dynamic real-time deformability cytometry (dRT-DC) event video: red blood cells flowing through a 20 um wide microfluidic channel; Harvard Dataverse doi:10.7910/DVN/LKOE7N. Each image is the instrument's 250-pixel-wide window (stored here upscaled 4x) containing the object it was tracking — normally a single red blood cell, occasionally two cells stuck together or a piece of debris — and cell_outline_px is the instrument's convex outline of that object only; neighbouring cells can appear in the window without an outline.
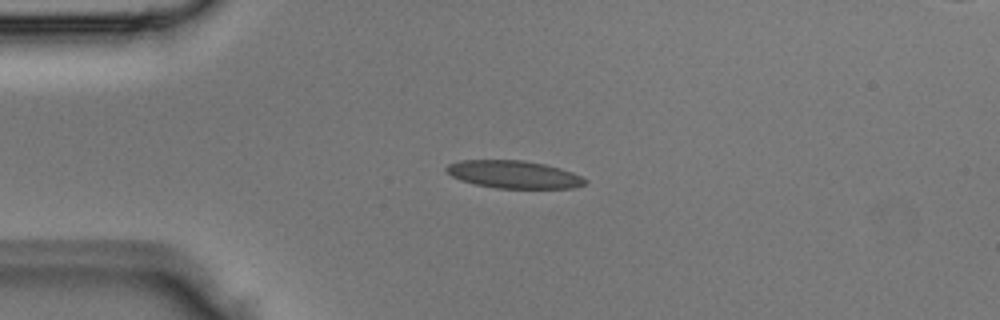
{"species": "Egyptian fruit bat (a non-hibernating species)", "species_latin": "Rousettus aegyptiacus", "temperature_condition": "room temperature", "stored_images_in_passage": 3, "camera_frame_rate_fps": 3000, "um_per_image_px": 0.085, "animal": {"sex": "male"}, "frame": {"image": 1, "passage_image": 2, "time_ms": 0.333, "image_size_px": [1000, 320], "cell_outline_px": [[588, 180], [584, 184], [576, 188], [496, 188], [476, 184], [460, 180], [452, 176], [444, 168], [448, 164], [460, 160], [524, 160], [544, 164], [560, 168], [572, 172]], "centroid_in_image_um": [43.67, 14.82], "position_along_channel_um": 41.3, "area_um2": 22.31}}